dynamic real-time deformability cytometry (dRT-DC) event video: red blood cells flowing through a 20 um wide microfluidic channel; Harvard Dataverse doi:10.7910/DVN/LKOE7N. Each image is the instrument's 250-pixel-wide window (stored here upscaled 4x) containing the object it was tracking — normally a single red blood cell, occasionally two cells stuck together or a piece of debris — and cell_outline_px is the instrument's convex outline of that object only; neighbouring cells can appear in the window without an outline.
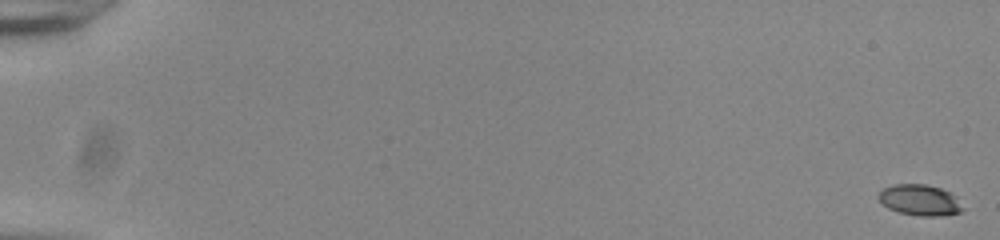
{"species": "common noctule bat (a hibernating species)", "species_latin": "Nyctalus noctula", "temperature_condition": "room temperature", "stored_images_in_passage": 55, "camera_frame_rate_fps": 3000, "um_per_image_px": 0.085, "animal": {"sex": "male", "body_mass_g": 20.0, "forearm_length_mm": 53.3}, "frame": {"image": 1, "passage_image": 1, "time_ms": 0.0, "image_size_px": [1000, 240], "cell_outline_px": [[964, 208], [960, 212], [940, 216], [920, 216], [900, 212], [888, 208], [876, 196], [884, 188], [892, 184], [928, 184], [940, 188], [956, 196]], "centroid_in_image_um": [78.19, 17.0], "position_along_channel_um": 6.8, "area_um2": 15.14}}
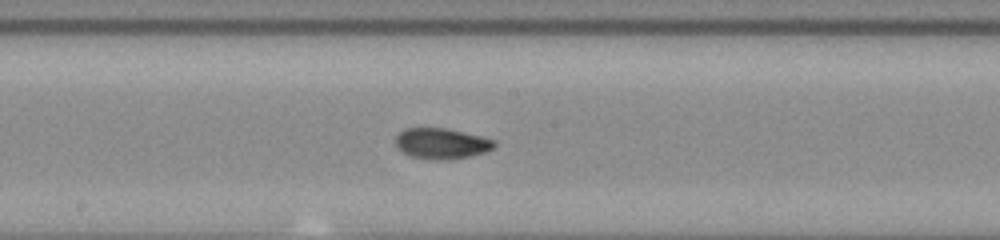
{"frame": {"image": 2, "passage_image": 32, "time_ms": 10.333, "image_size_px": [1000, 240], "cell_outline_px": [[496, 148], [484, 152], [468, 156], [448, 160], [440, 160], [408, 156], [396, 148], [396, 136], [404, 128], [448, 128], [496, 140]], "centroid_in_image_um": [37.53, 12.19], "position_along_channel_um": 210.7, "area_um2": 17.8}}
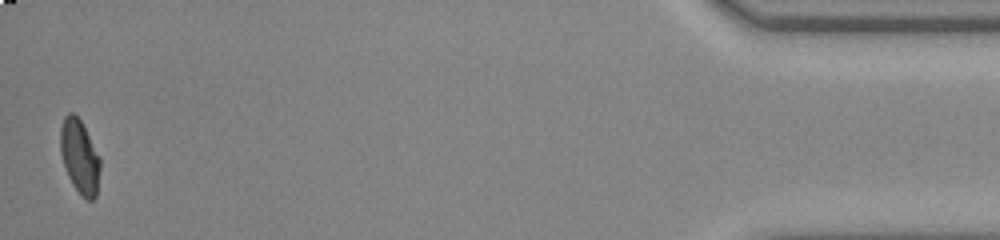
{"frame": {"image": 3, "passage_image": 55, "time_ms": 18.0, "image_size_px": [1000, 240], "cell_outline_px": [[100, 168], [96, 196], [92, 200], [88, 200], [80, 196], [72, 184], [68, 176], [60, 152], [60, 128], [64, 116], [68, 112], [72, 112], [80, 120], [100, 156]], "centroid_in_image_um": [6.76, 13.32], "position_along_channel_um": 428.4, "area_um2": 17.17}, "authors_computed_cell_mechanics": {"area_um2": 16.9932, "velocity_mm_per_s": 3.8781, "shape_relaxation_time_tau1_ms": 2.9666, "shape_relaxation_time_tau2_ms": 1.7784, "deformation_change_tau1": 0.1363, "deformation_change_tau2": 0.0639}}